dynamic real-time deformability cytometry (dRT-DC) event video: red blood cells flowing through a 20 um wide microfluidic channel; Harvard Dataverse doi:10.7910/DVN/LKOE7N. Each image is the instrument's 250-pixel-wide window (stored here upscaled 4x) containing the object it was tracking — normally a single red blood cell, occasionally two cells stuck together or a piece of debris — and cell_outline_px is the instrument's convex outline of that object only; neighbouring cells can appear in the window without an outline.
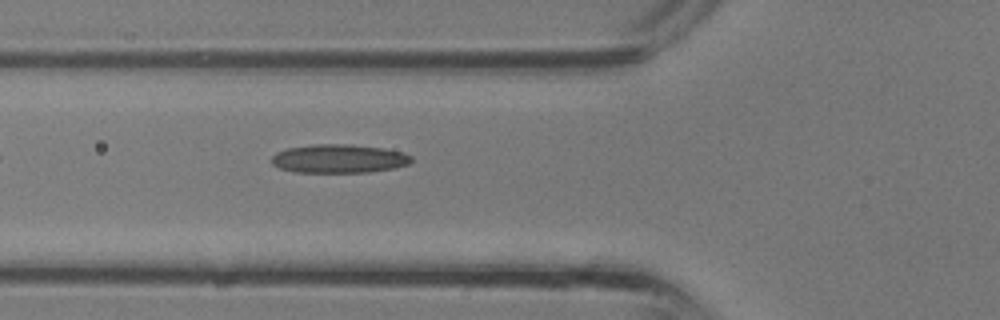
{"species": "common noctule bat (a hibernating species)", "species_latin": "Nyctalus noctula", "temperature_condition": "room temperature", "stored_images_in_passage": 23, "camera_frame_rate_fps": 3000, "um_per_image_px": 0.085, "animal": {"sex": "male", "body_mass_g": 13.3}, "frame": {"image": 1, "passage_image": 2, "time_ms": 0.333, "image_size_px": [1000, 320], "cell_outline_px": [[412, 160], [408, 164], [392, 168], [368, 172], [292, 172], [280, 168], [272, 164], [272, 156], [276, 152], [284, 148], [312, 144], [352, 144], [384, 148], [404, 152], [412, 156]], "centroid_in_image_um": [28.78, 13.47], "position_along_channel_um": 97.0, "area_um2": 23.52}}
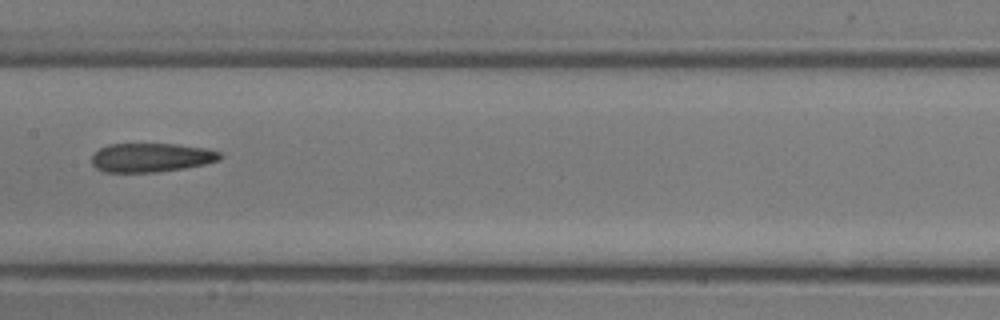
{"frame": {"image": 2, "passage_image": 7, "time_ms": 2.0, "image_size_px": [1000, 320], "cell_outline_px": [[220, 160], [204, 164], [184, 168], [156, 172], [104, 172], [96, 168], [92, 164], [92, 156], [100, 148], [108, 144], [176, 144], [208, 148], [220, 152]], "centroid_in_image_um": [12.85, 13.39], "position_along_channel_um": 194.6, "area_um2": 21.62}}
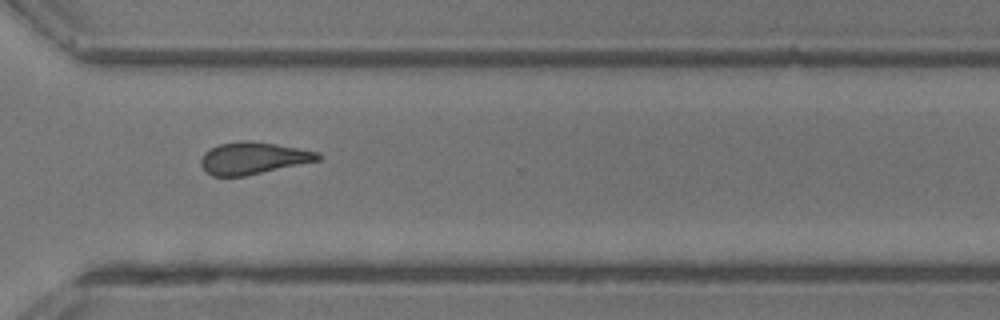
{"frame": {"image": 3, "passage_image": 15, "time_ms": 4.667, "image_size_px": [1000, 320], "cell_outline_px": [[320, 160], [244, 176], [212, 176], [204, 172], [200, 164], [200, 160], [204, 152], [220, 144], [240, 140], [252, 140], [276, 144], [320, 152]], "centroid_in_image_um": [21.48, 13.44], "position_along_channel_um": 349.1, "area_um2": 21.91}}